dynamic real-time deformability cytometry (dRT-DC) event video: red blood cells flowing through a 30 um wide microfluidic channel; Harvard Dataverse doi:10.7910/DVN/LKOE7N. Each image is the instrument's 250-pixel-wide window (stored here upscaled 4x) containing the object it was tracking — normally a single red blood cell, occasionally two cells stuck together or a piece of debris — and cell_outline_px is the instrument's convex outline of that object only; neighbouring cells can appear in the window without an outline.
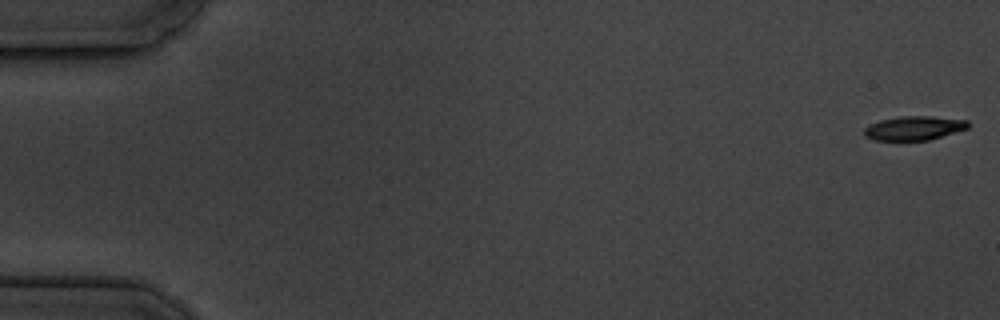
{"species": "common noctule bat (a hibernating species)", "species_latin": "Nyctalus noctula", "temperature_condition": "cold", "stored_images_in_passage": 3, "camera_frame_rate_fps": 3000, "um_per_image_px": 0.085, "animal": {"sex": "male", "body_mass_g": 19.5, "forearm_length_mm": 54.6}, "frame": {"image": 1, "passage_image": 1, "time_ms": 0.0, "image_size_px": [1000, 320], "cell_outline_px": [[968, 128], [928, 140], [872, 140], [864, 136], [864, 128], [880, 120], [900, 116], [932, 116], [968, 120]], "centroid_in_image_um": [77.67, 10.88], "position_along_channel_um": 7.3, "area_um2": 14.45}}